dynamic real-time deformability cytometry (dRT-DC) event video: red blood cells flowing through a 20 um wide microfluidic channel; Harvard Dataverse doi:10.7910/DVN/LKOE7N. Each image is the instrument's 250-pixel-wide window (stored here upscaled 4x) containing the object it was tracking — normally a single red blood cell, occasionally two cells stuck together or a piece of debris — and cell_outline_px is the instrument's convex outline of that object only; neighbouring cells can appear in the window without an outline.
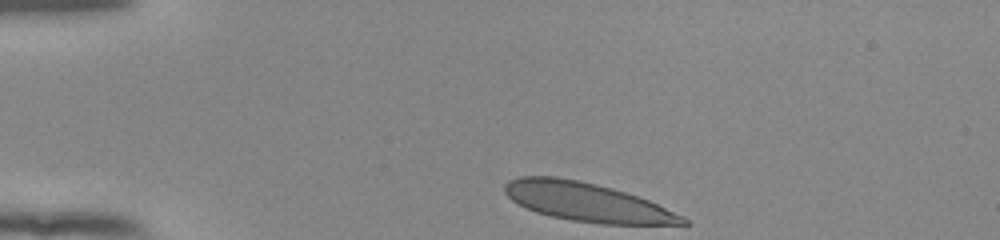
{"species": "human", "species_latin": "Homo sapiens", "temperature_condition": "room temperature", "stored_images_in_passage": 34, "camera_frame_rate_fps": 3000, "um_per_image_px": 0.085, "donor": {"sex": "female"}, "frame": {"image": 1, "passage_image": 1, "time_ms": 0.0, "image_size_px": [1000, 240], "cell_outline_px": [[692, 224], [600, 224], [572, 220], [552, 216], [536, 212], [512, 200], [504, 192], [504, 184], [508, 180], [520, 176], [556, 176], [580, 180], [612, 188], [648, 200], [684, 216]], "centroid_in_image_um": [49.88, 17.17], "position_along_channel_um": 35.1, "area_um2": 39.94}}
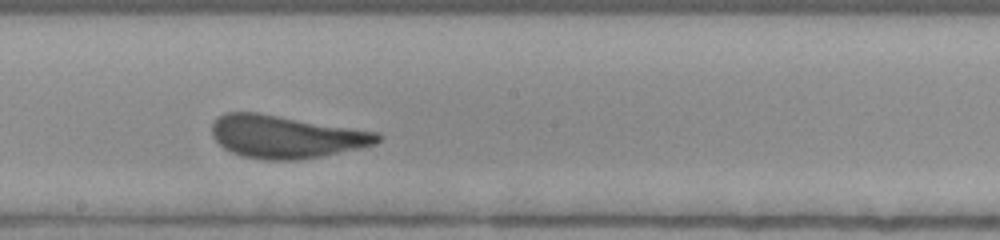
{"frame": {"image": 2, "passage_image": 20, "time_ms": 6.333, "image_size_px": [1000, 240], "cell_outline_px": [[384, 136], [376, 144], [360, 148], [320, 156], [292, 160], [264, 160], [244, 156], [232, 152], [224, 148], [212, 136], [212, 124], [216, 116], [224, 112], [256, 112], [380, 132]], "centroid_in_image_um": [24.31, 11.6], "position_along_channel_um": 223.9, "area_um2": 41.27}}
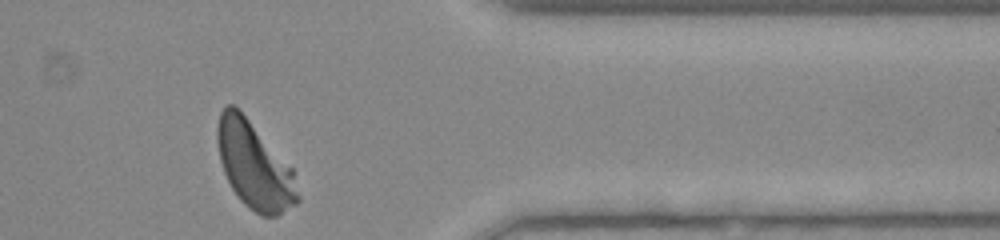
{"frame": {"image": 3, "passage_image": 34, "time_ms": 11.0, "image_size_px": [1000, 240], "cell_outline_px": [[300, 200], [296, 204], [276, 216], [260, 216], [248, 208], [240, 200], [232, 188], [224, 172], [220, 160], [216, 140], [216, 128], [220, 112], [228, 104], [232, 104], [248, 120], [292, 168], [300, 196]], "centroid_in_image_um": [21.61, 14.11], "position_along_channel_um": 389.8, "area_um2": 40.11}, "authors_computed_cell_mechanics": {"area_um2": 41.038, "velocity_mm_per_s": 3.8597, "shape_relaxation_time_tau1_ms": 4.6725, "shape_relaxation_time_tau2_ms": null, "deformation_change_tau1": 0.1743, "deformation_change_tau2": null}}